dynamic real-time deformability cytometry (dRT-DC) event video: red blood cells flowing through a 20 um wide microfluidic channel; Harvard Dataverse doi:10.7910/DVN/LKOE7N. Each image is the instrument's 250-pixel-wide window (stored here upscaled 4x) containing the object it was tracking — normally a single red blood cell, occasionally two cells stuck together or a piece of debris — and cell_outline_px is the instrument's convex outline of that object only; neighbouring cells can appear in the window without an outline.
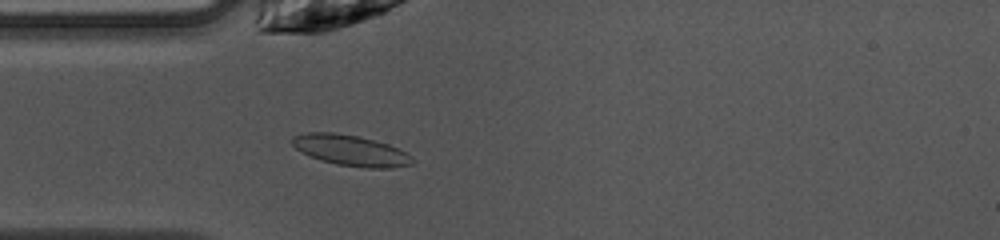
{"species": "common noctule bat (a hibernating species)", "species_latin": "Nyctalus noctula", "temperature_condition": "warm", "stored_images_in_passage": 47, "camera_frame_rate_fps": 3000, "um_per_image_px": 0.085, "animal": {"sex": "female", "body_mass_g": 10.0, "forearm_length_mm": 53.1}, "frame": {"image": 1, "passage_image": 12, "time_ms": 3.667, "image_size_px": [1000, 240], "cell_outline_px": [[416, 160], [412, 164], [392, 168], [368, 168], [336, 164], [320, 160], [308, 156], [300, 152], [292, 144], [292, 136], [308, 132], [336, 132], [360, 136], [388, 144], [412, 156]], "centroid_in_image_um": [29.79, 12.78], "position_along_channel_um": 55.2, "area_um2": 21.73}}
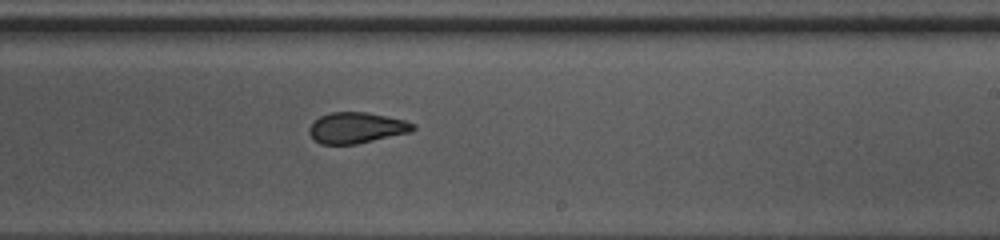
{"frame": {"image": 2, "passage_image": 27, "time_ms": 8.667, "image_size_px": [1000, 240], "cell_outline_px": [[416, 128], [412, 132], [356, 144], [320, 144], [308, 132], [308, 128], [320, 116], [328, 112], [364, 112], [404, 120], [416, 124]], "centroid_in_image_um": [30.32, 10.86], "position_along_channel_um": 258.7, "area_um2": 18.61}}
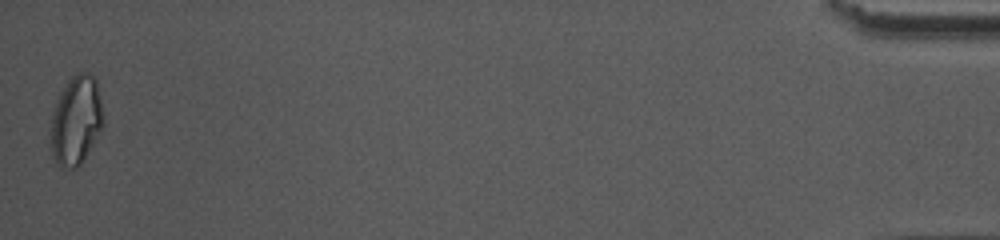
{"frame": {"image": 3, "passage_image": 47, "time_ms": 15.333, "image_size_px": [1000, 240], "cell_outline_px": [[104, 124], [100, 132], [84, 160], [76, 168], [60, 168], [56, 164], [52, 156], [52, 112], [60, 92], [68, 80], [76, 72], [88, 72], [96, 76], [104, 116]], "centroid_in_image_um": [6.5, 10.22], "position_along_channel_um": 428.7, "area_um2": 27.57}, "authors_computed_cell_mechanics": {"area_um2": 19.8832, "velocity_mm_per_s": 4.0764, "shape_relaxation_time_tau1_ms": null, "shape_relaxation_time_tau2_ms": 1.3598, "deformation_change_tau1": null, "deformation_change_tau2": 0.0634}}